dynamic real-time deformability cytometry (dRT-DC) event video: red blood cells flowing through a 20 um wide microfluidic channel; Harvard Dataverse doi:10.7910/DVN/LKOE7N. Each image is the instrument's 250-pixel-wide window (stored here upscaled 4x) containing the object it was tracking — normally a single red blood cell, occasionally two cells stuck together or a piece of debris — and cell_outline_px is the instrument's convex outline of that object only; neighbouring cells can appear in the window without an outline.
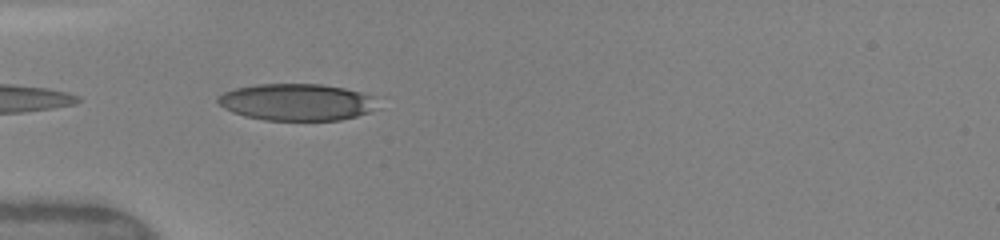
{"species": "human", "species_latin": "Homo sapiens", "temperature_condition": "warm", "stored_images_in_passage": 18, "camera_frame_rate_fps": 3000, "um_per_image_px": 0.085, "donor": {"sex": "female"}, "frame": {"image": 1, "passage_image": 15, "time_ms": 5.0, "image_size_px": [1000, 240], "cell_outline_px": [[376, 108], [368, 112], [356, 116], [340, 120], [264, 120], [244, 116], [232, 112], [224, 108], [216, 100], [216, 96], [224, 92], [236, 88], [256, 84], [320, 84], [344, 88], [360, 92], [372, 96]], "centroid_in_image_um": [25.16, 8.68], "position_along_channel_um": 59.8, "area_um2": 34.16}}